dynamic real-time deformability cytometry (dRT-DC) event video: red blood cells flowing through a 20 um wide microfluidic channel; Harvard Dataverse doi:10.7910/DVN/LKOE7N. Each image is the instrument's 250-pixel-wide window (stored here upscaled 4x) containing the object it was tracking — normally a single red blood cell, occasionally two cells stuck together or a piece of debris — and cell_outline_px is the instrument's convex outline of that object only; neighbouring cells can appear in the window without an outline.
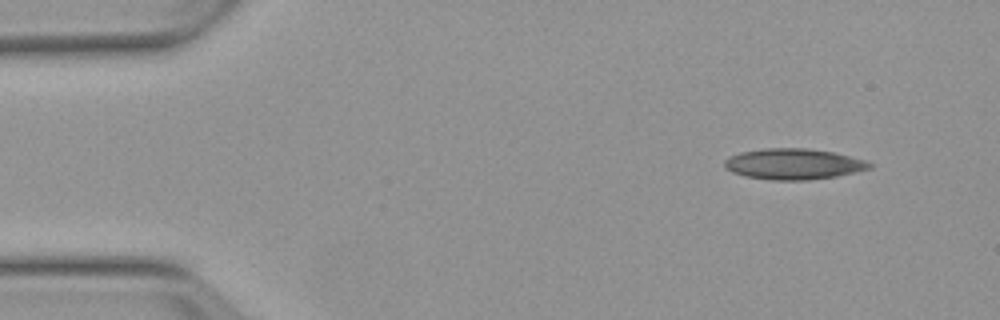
{"species": "Egyptian fruit bat (a non-hibernating species)", "species_latin": "Rousettus aegyptiacus", "temperature_condition": "warm", "stored_images_in_passage": 3, "camera_frame_rate_fps": 3000, "um_per_image_px": 0.085, "animal": {"sex": "female"}, "frame": {"image": 1, "passage_image": 1, "time_ms": 0.0, "image_size_px": [1000, 320], "cell_outline_px": [[876, 164], [872, 168], [836, 176], [808, 180], [772, 180], [744, 176], [732, 172], [724, 168], [724, 160], [740, 152], [764, 148], [808, 148], [832, 152], [864, 160]], "centroid_in_image_um": [67.44, 13.94], "position_along_channel_um": 17.6, "area_um2": 26.07}}